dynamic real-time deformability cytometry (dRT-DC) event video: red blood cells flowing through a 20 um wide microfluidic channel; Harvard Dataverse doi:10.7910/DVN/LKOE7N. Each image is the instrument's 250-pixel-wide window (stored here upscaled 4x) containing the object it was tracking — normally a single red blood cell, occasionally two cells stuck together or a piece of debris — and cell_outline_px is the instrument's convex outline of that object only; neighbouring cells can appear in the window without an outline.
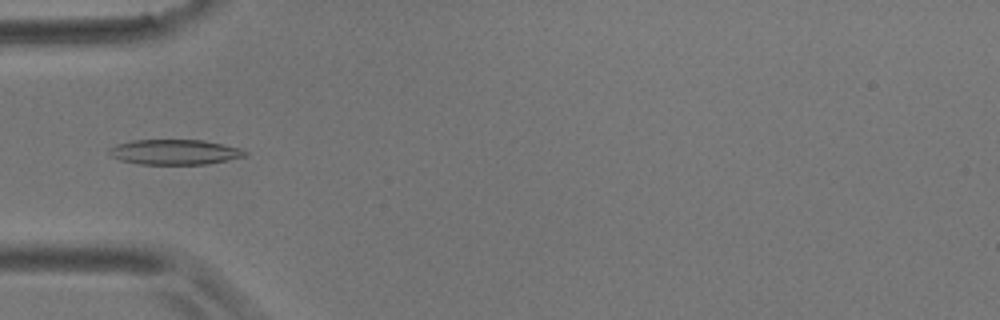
{"species": "common noctule bat (a hibernating species)", "species_latin": "Nyctalus noctula", "temperature_condition": "room temperature", "stored_images_in_passage": 8, "camera_frame_rate_fps": 3000, "um_per_image_px": 0.085, "animal": {"sex": "male", "body_mass_g": 17.9}, "frame": {"image": 1, "passage_image": 6, "time_ms": 5.667, "image_size_px": [1000, 320], "cell_outline_px": [[248, 152], [244, 156], [228, 160], [208, 164], [140, 164], [120, 160], [112, 156], [108, 152], [108, 148], [116, 144], [132, 140], [204, 140], [240, 148]], "centroid_in_image_um": [14.83, 12.92], "position_along_channel_um": 70.2, "area_um2": 19.88}}
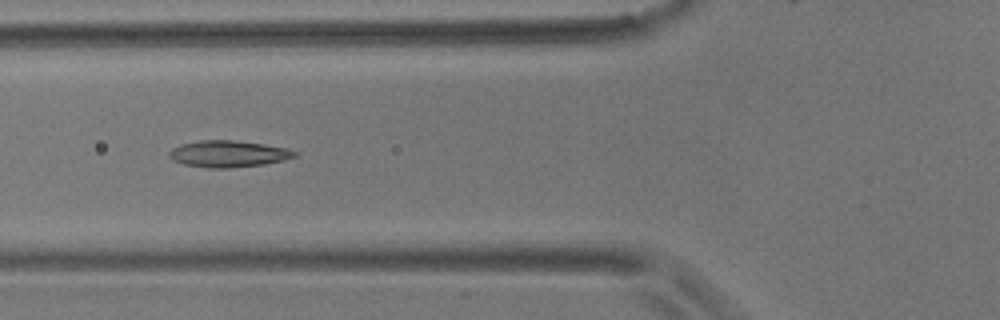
{"frame": {"image": 2, "passage_image": 7, "time_ms": 6.667, "image_size_px": [1000, 320], "cell_outline_px": [[300, 156], [284, 160], [264, 164], [228, 168], [208, 168], [184, 164], [172, 160], [168, 156], [168, 152], [172, 148], [180, 144], [200, 140], [232, 140], [264, 144], [288, 148], [300, 152]], "centroid_in_image_um": [19.44, 13.07], "position_along_channel_um": 106.4, "area_um2": 19.71}}
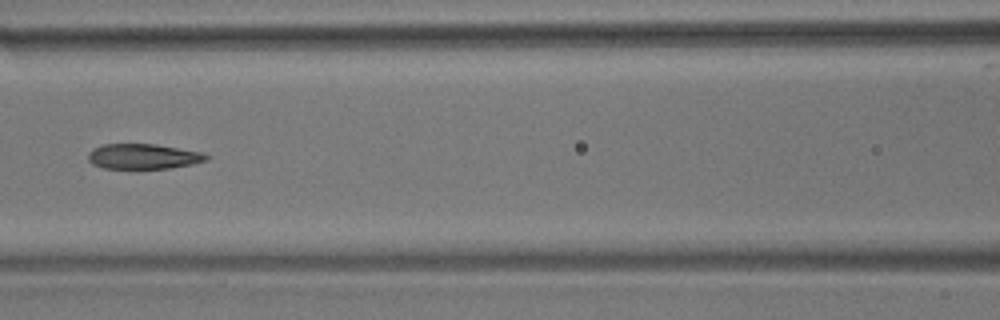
{"frame": {"image": 3, "passage_image": 8, "time_ms": 8.0, "image_size_px": [1000, 320], "cell_outline_px": [[208, 160], [192, 164], [168, 168], [104, 168], [92, 164], [88, 160], [88, 152], [92, 148], [104, 144], [156, 144], [204, 152], [208, 156]], "centroid_in_image_um": [12.17, 13.28], "position_along_channel_um": 154.4, "area_um2": 17.4}}